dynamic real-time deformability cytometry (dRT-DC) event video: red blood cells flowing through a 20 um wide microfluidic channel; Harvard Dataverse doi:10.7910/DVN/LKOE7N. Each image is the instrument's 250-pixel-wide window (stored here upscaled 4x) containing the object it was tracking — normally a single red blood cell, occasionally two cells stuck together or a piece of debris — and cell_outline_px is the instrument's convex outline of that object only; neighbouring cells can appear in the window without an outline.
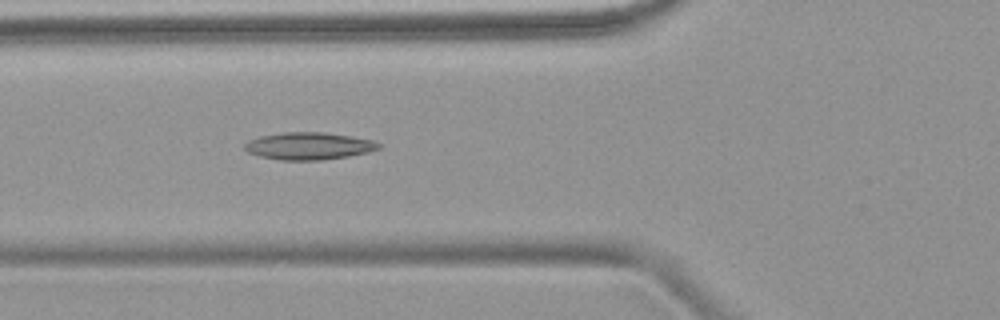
{"species": "common noctule bat (a hibernating species)", "species_latin": "Nyctalus noctula", "temperature_condition": "warm", "stored_images_in_passage": 6, "camera_frame_rate_fps": 3000, "um_per_image_px": 0.085, "animal": {"sex": "female", "body_mass_g": 18.4}, "frame": {"image": 1, "passage_image": 6, "time_ms": 6.0, "image_size_px": [1000, 320], "cell_outline_px": [[380, 148], [368, 152], [348, 156], [324, 160], [280, 160], [260, 156], [248, 152], [244, 148], [244, 144], [248, 140], [260, 136], [284, 132], [324, 132], [352, 136], [372, 140], [380, 144]], "centroid_in_image_um": [26.24, 12.41], "position_along_channel_um": 99.6, "area_um2": 21.33}}